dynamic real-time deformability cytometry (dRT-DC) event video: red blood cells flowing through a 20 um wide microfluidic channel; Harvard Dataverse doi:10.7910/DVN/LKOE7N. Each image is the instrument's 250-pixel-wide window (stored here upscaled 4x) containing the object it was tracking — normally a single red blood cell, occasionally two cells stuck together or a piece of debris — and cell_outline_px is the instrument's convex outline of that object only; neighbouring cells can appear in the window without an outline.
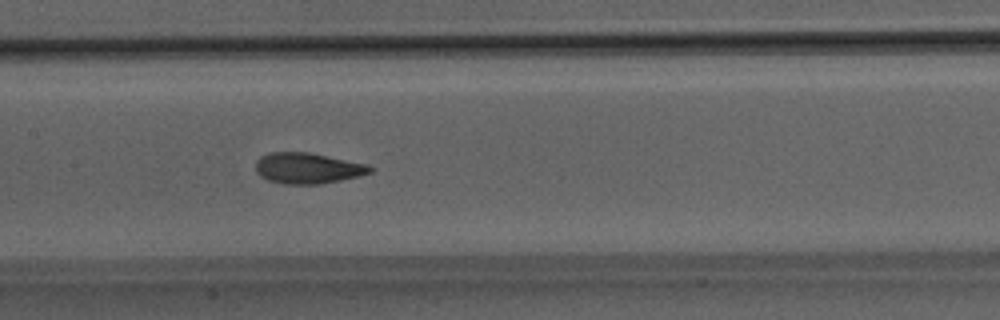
{"species": "Egyptian fruit bat (a non-hibernating species)", "species_latin": "Rousettus aegyptiacus", "temperature_condition": "room temperature", "stored_images_in_passage": 51, "camera_frame_rate_fps": 3000, "um_per_image_px": 0.085, "animal": {"sex": "male"}, "frame": {"image": 1, "passage_image": 25, "time_ms": 8.0, "image_size_px": [1000, 320], "cell_outline_px": [[376, 168], [372, 172], [360, 176], [320, 184], [284, 184], [268, 180], [260, 176], [256, 172], [256, 160], [260, 156], [268, 152], [308, 152], [368, 164]], "centroid_in_image_um": [26.16, 14.29], "position_along_channel_um": 181.2, "area_um2": 20.75}}
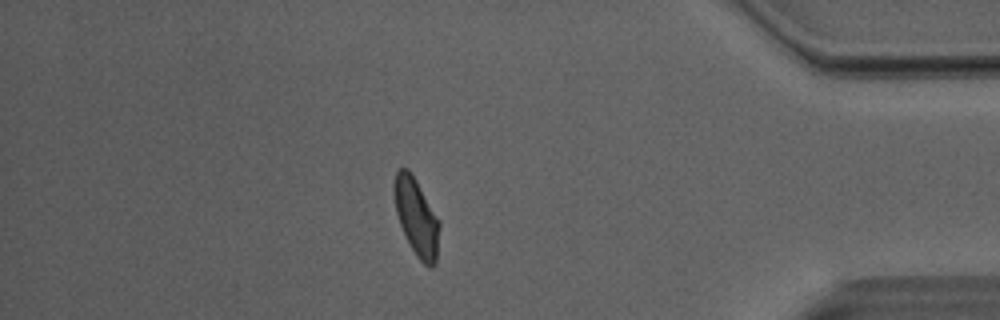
{"frame": {"image": 2, "passage_image": 44, "time_ms": 14.333, "image_size_px": [1000, 320], "cell_outline_px": [[440, 224], [436, 264], [432, 268], [428, 268], [416, 256], [400, 224], [396, 212], [392, 188], [392, 184], [396, 172], [400, 168], [408, 168], [416, 180], [440, 220]], "centroid_in_image_um": [35.4, 18.44], "position_along_channel_um": 399.8, "area_um2": 20.52}}
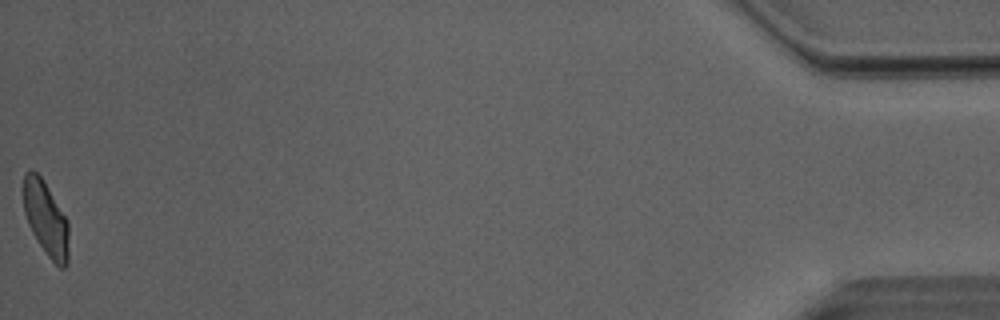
{"frame": {"image": 3, "passage_image": 51, "time_ms": 16.667, "image_size_px": [1000, 320], "cell_outline_px": [[68, 264], [64, 268], [60, 268], [48, 256], [32, 232], [28, 224], [24, 212], [24, 172], [32, 168], [40, 176], [68, 220]], "centroid_in_image_um": [3.9, 18.59], "position_along_channel_um": 431.3, "area_um2": 19.42}, "authors_computed_cell_mechanics": {"area_um2": 20.7502, "velocity_mm_per_s": 4.032, "shape_relaxation_time_tau1_ms": 4.0717, "shape_relaxation_time_tau2_ms": 1.1941, "deformation_change_tau1": 0.1336, "deformation_change_tau2": 0.0503}}